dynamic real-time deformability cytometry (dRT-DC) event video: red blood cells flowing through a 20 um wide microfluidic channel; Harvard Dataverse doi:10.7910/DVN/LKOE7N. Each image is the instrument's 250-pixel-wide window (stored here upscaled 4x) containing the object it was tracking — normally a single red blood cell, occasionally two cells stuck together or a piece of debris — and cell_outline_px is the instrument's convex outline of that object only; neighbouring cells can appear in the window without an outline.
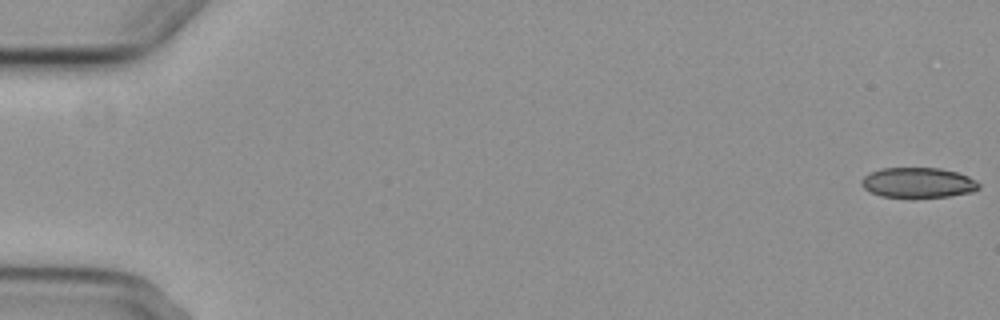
{"species": "common noctule bat (a hibernating species)", "species_latin": "Nyctalus noctula", "temperature_condition": "cold", "stored_images_in_passage": 5, "camera_frame_rate_fps": 3000, "um_per_image_px": 0.085, "animal": {"sex": "female", "body_mass_g": 29.2, "forearm_length_mm": 56.3}, "frame": {"image": 1, "passage_image": 1, "time_ms": 0.0, "image_size_px": [1000, 320], "cell_outline_px": [[980, 188], [972, 192], [948, 196], [880, 196], [868, 192], [860, 184], [860, 180], [868, 172], [880, 168], [940, 168], [956, 172], [968, 176], [976, 180], [980, 184]], "centroid_in_image_um": [78.0, 15.5], "position_along_channel_um": 7.0, "area_um2": 20.58}}